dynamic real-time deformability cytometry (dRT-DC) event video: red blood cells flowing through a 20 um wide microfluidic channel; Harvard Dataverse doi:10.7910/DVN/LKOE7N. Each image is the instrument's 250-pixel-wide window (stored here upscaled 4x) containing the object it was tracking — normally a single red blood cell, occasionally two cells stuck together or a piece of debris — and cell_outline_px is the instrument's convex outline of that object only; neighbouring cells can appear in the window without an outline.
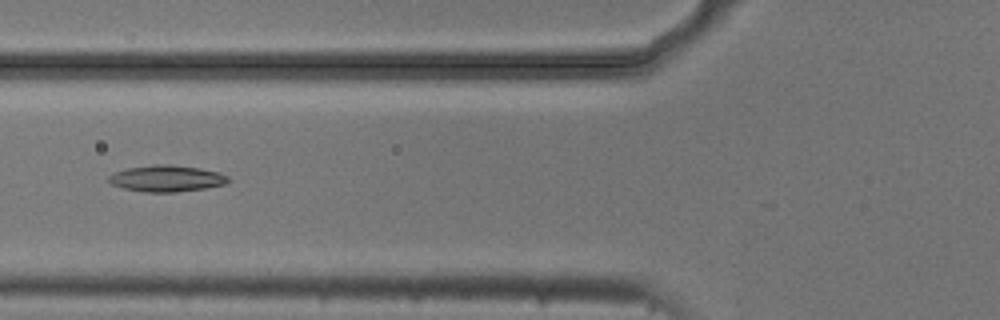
{"species": "common noctule bat (a hibernating species)", "species_latin": "Nyctalus noctula", "temperature_condition": "cold", "stored_images_in_passage": 8, "camera_frame_rate_fps": 3000, "um_per_image_px": 0.085, "animal": {"sex": "male", "body_mass_g": 20.5, "forearm_length_mm": 52.5}, "frame": {"image": 1, "passage_image": 5, "time_ms": 1.333, "image_size_px": [1000, 320], "cell_outline_px": [[232, 180], [224, 184], [204, 188], [176, 192], [144, 192], [124, 188], [112, 184], [108, 180], [108, 176], [116, 172], [128, 168], [152, 164], [168, 164], [200, 168], [220, 172], [228, 176]], "centroid_in_image_um": [14.19, 15.16], "position_along_channel_um": 111.6, "area_um2": 18.38}}
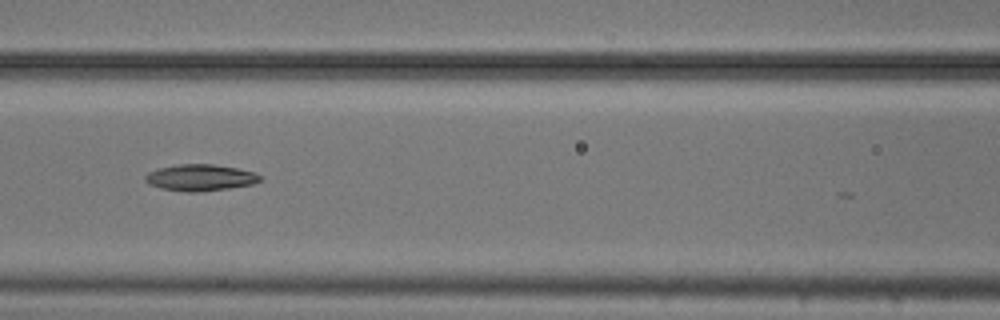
{"frame": {"image": 2, "passage_image": 6, "time_ms": 1.667, "image_size_px": [1000, 320], "cell_outline_px": [[260, 180], [252, 184], [228, 188], [200, 192], [184, 192], [160, 188], [148, 184], [144, 180], [144, 176], [148, 172], [160, 168], [180, 164], [212, 164], [236, 168], [256, 172], [260, 176]], "centroid_in_image_um": [16.99, 15.1], "position_along_channel_um": 149.6, "area_um2": 17.69}}
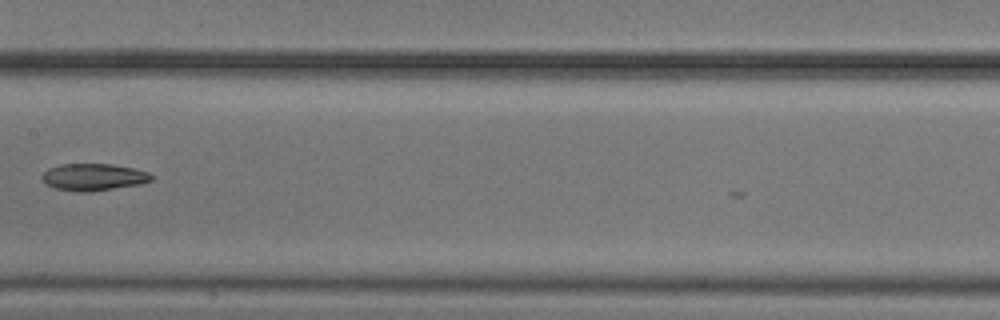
{"frame": {"image": 3, "passage_image": 7, "time_ms": 2.0, "image_size_px": [1000, 320], "cell_outline_px": [[152, 180], [140, 184], [92, 192], [76, 192], [56, 188], [44, 184], [40, 176], [48, 168], [60, 164], [112, 164], [132, 168], [148, 172], [152, 176]], "centroid_in_image_um": [7.9, 15.06], "position_along_channel_um": 199.5, "area_um2": 17.34}}